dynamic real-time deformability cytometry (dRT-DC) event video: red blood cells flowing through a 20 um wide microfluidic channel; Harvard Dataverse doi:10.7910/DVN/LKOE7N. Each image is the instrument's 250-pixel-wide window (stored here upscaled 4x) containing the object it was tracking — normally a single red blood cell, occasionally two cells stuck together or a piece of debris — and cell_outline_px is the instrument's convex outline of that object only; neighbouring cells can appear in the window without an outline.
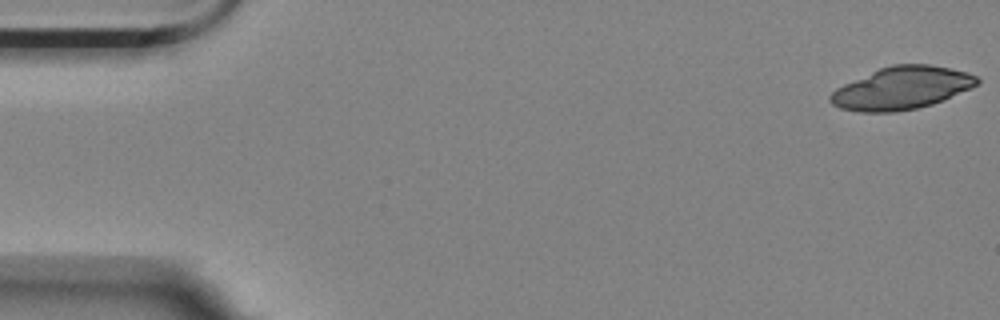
{"species": "Egyptian fruit bat (a non-hibernating species)", "species_latin": "Rousettus aegyptiacus", "temperature_condition": "room temperature", "stored_images_in_passage": 34, "camera_frame_rate_fps": 3000, "um_per_image_px": 0.085, "animal": {"sex": "female"}, "frame": {"image": 1, "passage_image": 1, "time_ms": 0.0, "image_size_px": [1000, 320], "cell_outline_px": [[980, 84], [972, 88], [932, 104], [916, 108], [896, 112], [860, 112], [840, 108], [832, 104], [828, 100], [828, 96], [836, 88], [844, 84], [880, 68], [892, 64], [928, 64], [968, 72], [976, 76], [980, 80]], "centroid_in_image_um": [76.65, 7.49], "position_along_channel_um": 8.4, "area_um2": 36.36}}